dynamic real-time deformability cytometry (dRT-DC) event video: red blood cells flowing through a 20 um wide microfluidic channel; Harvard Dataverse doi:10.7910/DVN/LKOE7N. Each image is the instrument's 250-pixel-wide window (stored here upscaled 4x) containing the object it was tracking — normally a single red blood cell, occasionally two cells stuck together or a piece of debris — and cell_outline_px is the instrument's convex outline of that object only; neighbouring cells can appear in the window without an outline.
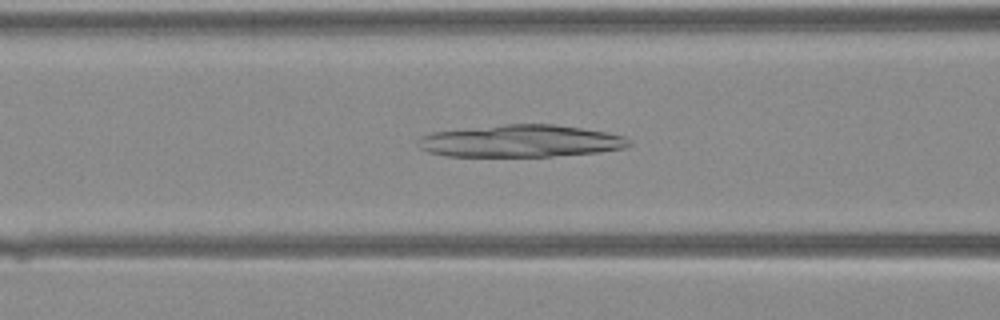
{"species": "Egyptian fruit bat (a non-hibernating species)", "species_latin": "Rousettus aegyptiacus", "temperature_condition": "warm", "stored_images_in_passage": 40, "camera_frame_rate_fps": 3000, "um_per_image_px": 0.085, "animal": {"sex": "female"}, "frame": {"image": 1, "passage_image": 16, "time_ms": 5.0, "image_size_px": [1000, 320], "cell_outline_px": [[632, 144], [624, 148], [600, 152], [552, 156], [444, 156], [428, 152], [420, 148], [416, 140], [420, 136], [432, 132], [508, 124], [552, 124], [580, 128], [604, 132], [624, 136]], "centroid_in_image_um": [44.23, 11.99], "position_along_channel_um": 122.4, "area_um2": 39.42}}
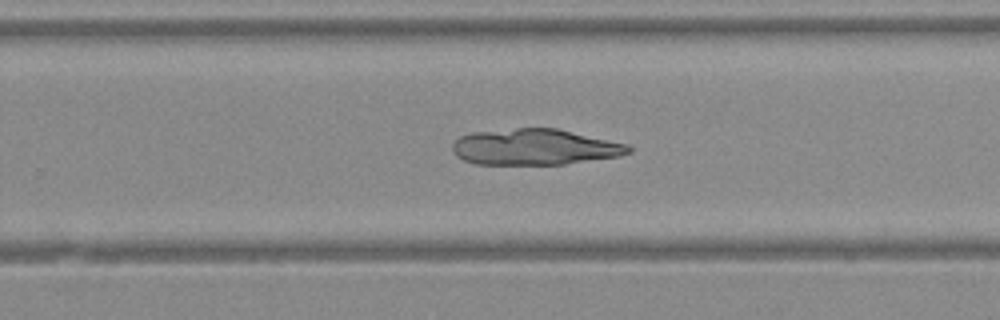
{"frame": {"image": 2, "passage_image": 26, "time_ms": 8.333, "image_size_px": [1000, 320], "cell_outline_px": [[632, 152], [620, 156], [564, 164], [476, 164], [464, 160], [456, 156], [452, 152], [452, 144], [460, 136], [472, 132], [516, 128], [556, 128], [628, 144], [632, 148]], "centroid_in_image_um": [45.45, 12.49], "position_along_channel_um": 284.4, "area_um2": 36.99}}
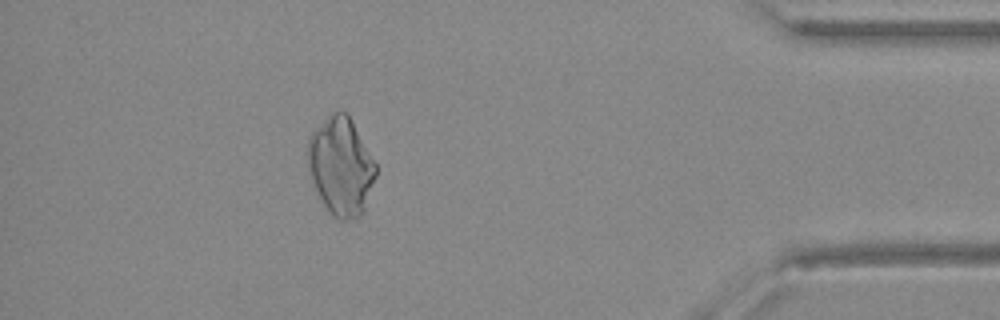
{"frame": {"image": 3, "passage_image": 36, "time_ms": 11.667, "image_size_px": [1000, 320], "cell_outline_px": [[376, 176], [364, 212], [360, 216], [344, 220], [336, 220], [328, 212], [320, 200], [308, 172], [308, 140], [312, 132], [332, 112], [344, 112], [348, 116], [376, 164]], "centroid_in_image_um": [28.96, 14.21], "position_along_channel_um": 406.2, "area_um2": 38.55}}